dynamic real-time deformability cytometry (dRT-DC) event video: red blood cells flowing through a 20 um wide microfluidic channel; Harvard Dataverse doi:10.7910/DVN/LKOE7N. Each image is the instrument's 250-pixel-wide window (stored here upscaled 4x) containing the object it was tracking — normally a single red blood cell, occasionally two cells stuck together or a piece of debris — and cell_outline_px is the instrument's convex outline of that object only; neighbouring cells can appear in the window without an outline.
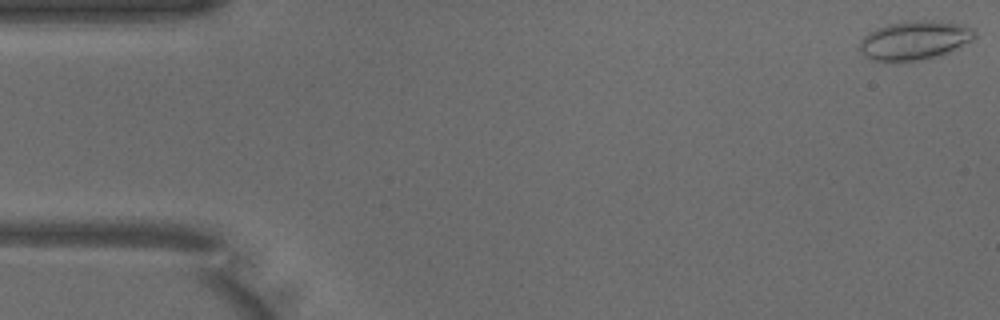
{"species": "common noctule bat (a hibernating species)", "species_latin": "Nyctalus noctula", "temperature_condition": "warm", "stored_images_in_passage": 50, "camera_frame_rate_fps": 3000, "um_per_image_px": 0.085, "animal": {"sex": "male", "body_mass_g": 18.8}, "frame": {"image": 1, "passage_image": 1, "time_ms": 0.0, "image_size_px": [1000, 320], "cell_outline_px": [[976, 36], [972, 40], [940, 56], [916, 60], [872, 60], [864, 56], [860, 52], [860, 40], [868, 32], [876, 28], [888, 24], [904, 20], [940, 20], [960, 24], [972, 28], [976, 32]], "centroid_in_image_um": [77.74, 3.39], "position_along_channel_um": 7.3, "area_um2": 26.13}}
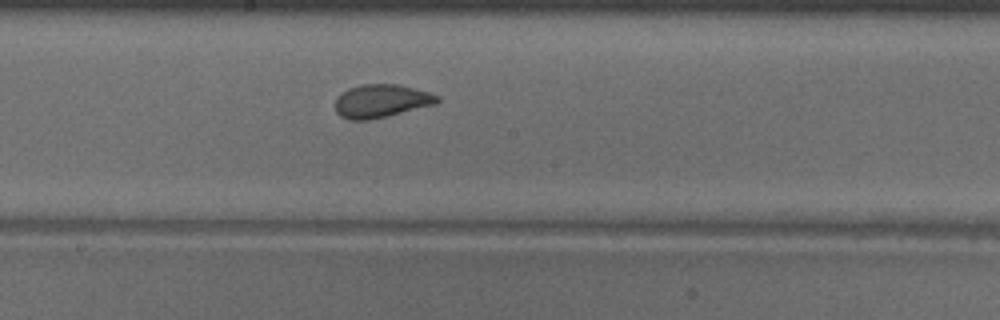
{"frame": {"image": 2, "passage_image": 26, "time_ms": 8.333, "image_size_px": [1000, 320], "cell_outline_px": [[440, 100], [436, 104], [388, 116], [368, 120], [348, 120], [340, 116], [336, 112], [336, 96], [340, 92], [348, 88], [360, 84], [396, 84], [428, 92], [440, 96]], "centroid_in_image_um": [32.38, 8.59], "position_along_channel_um": 215.8, "area_um2": 19.88}}
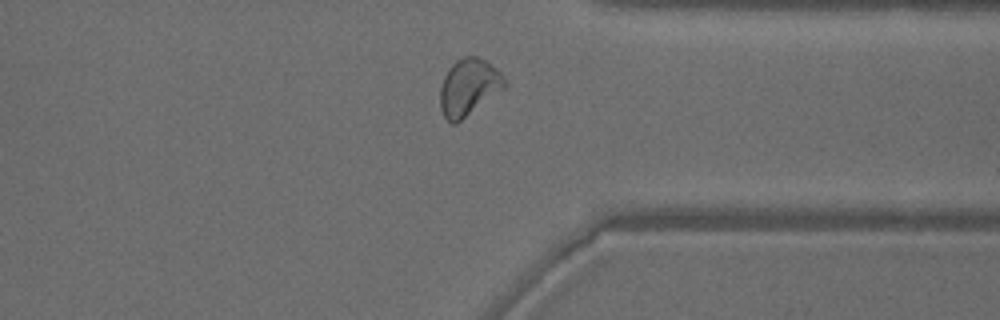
{"frame": {"image": 3, "passage_image": 38, "time_ms": 12.333, "image_size_px": [1000, 320], "cell_outline_px": [[508, 84], [504, 88], [456, 124], [452, 124], [444, 116], [440, 108], [440, 88], [444, 76], [448, 68], [456, 60], [464, 56], [476, 56], [484, 60], [496, 68], [500, 72]], "centroid_in_image_um": [39.82, 7.4], "position_along_channel_um": 371.6, "area_um2": 21.21}, "authors_computed_cell_mechanics": {"area_um2": 21.2415, "velocity_mm_per_s": 3.9971, "shape_relaxation_time_tau1_ms": 7.972, "shape_relaxation_time_tau2_ms": null, "deformation_change_tau1": 0.1781, "deformation_change_tau2": null}}